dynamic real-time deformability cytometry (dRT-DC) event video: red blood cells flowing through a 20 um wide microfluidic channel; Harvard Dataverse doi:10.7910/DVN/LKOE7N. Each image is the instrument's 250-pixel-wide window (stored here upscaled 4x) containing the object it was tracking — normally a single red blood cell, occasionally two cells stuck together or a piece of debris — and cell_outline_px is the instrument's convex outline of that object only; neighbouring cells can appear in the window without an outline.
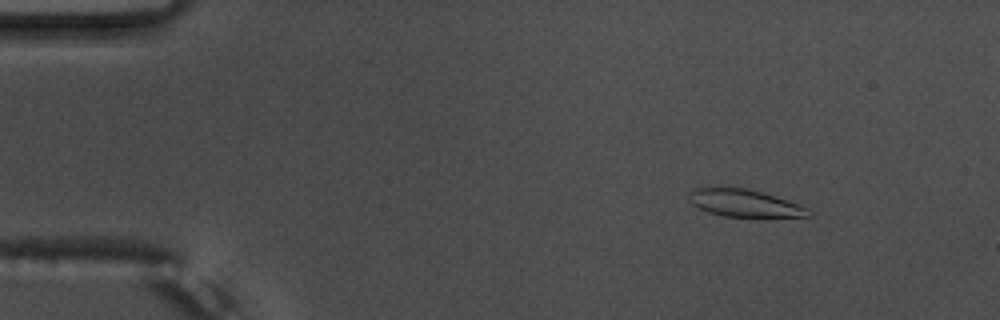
{"species": "common noctule bat (a hibernating species)", "species_latin": "Nyctalus noctula", "temperature_condition": "warm", "stored_images_in_passage": 55, "camera_frame_rate_fps": 3000, "um_per_image_px": 0.085, "animal": {"sex": "male", "body_mass_g": 17.5, "forearm_length_mm": 52.3}, "frame": {"image": 1, "passage_image": 7, "time_ms": 2.0, "image_size_px": [1000, 320], "cell_outline_px": [[812, 216], [724, 216], [708, 212], [692, 204], [688, 200], [692, 192], [696, 188], [744, 188], [760, 192], [808, 208], [812, 212]], "centroid_in_image_um": [63.26, 17.28], "position_along_channel_um": 21.7, "area_um2": 18.21}}
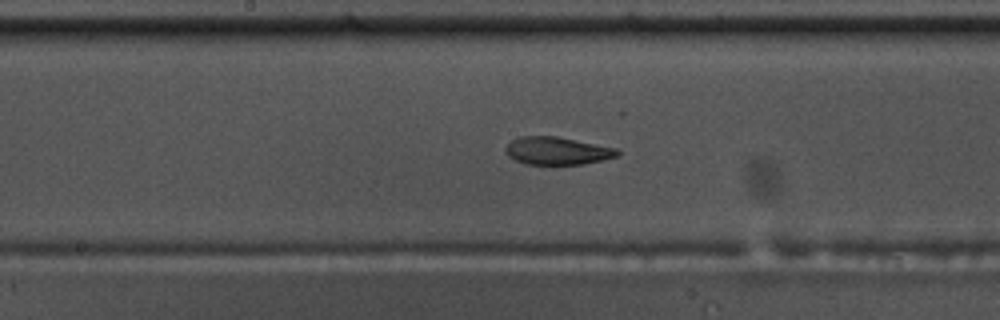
{"frame": {"image": 2, "passage_image": 29, "time_ms": 9.333, "image_size_px": [1000, 320], "cell_outline_px": [[620, 156], [604, 160], [584, 164], [548, 168], [528, 164], [516, 160], [508, 156], [504, 148], [512, 140], [520, 136], [556, 136], [616, 148], [620, 152]], "centroid_in_image_um": [47.37, 12.87], "position_along_channel_um": 200.8, "area_um2": 18.84}}
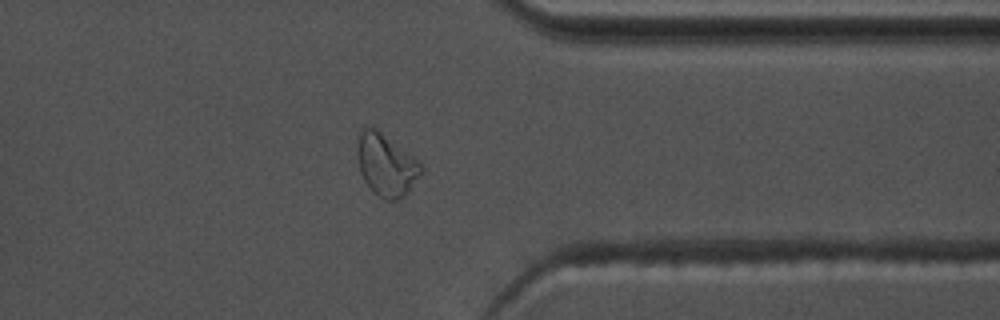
{"frame": {"image": 3, "passage_image": 44, "time_ms": 14.333, "image_size_px": [1000, 320], "cell_outline_px": [[420, 172], [408, 192], [404, 196], [396, 200], [384, 200], [364, 180], [360, 172], [356, 148], [356, 132], [360, 128], [376, 128], [416, 160], [420, 164]], "centroid_in_image_um": [32.74, 13.98], "position_along_channel_um": 378.7, "area_um2": 22.48}, "authors_computed_cell_mechanics": {"area_um2": 19.363, "velocity_mm_per_s": 3.6753, "shape_relaxation_time_tau1_ms": 7.6145, "shape_relaxation_time_tau2_ms": 3.0017, "deformation_change_tau1": 0.2124, "deformation_change_tau2": 0.0782}}